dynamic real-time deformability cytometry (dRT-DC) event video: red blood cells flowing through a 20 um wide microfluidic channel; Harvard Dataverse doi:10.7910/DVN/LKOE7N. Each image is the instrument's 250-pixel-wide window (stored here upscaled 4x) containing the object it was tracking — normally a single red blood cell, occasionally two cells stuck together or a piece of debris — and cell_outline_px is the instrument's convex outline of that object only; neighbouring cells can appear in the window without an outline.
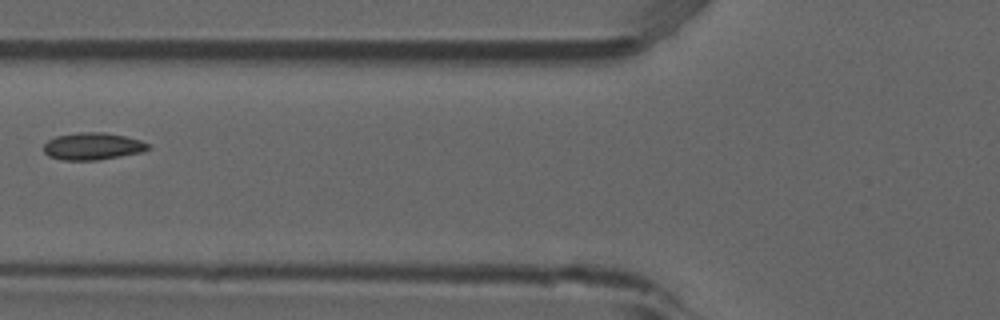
{"species": "common noctule bat (a hibernating species)", "species_latin": "Nyctalus noctula", "temperature_condition": "room temperature", "stored_images_in_passage": 5, "camera_frame_rate_fps": 3000, "um_per_image_px": 0.085, "animal": {"sex": "male", "forearm_length_mm": 52.5}, "frame": {"image": 1, "passage_image": 5, "time_ms": 1.333, "image_size_px": [1000, 320], "cell_outline_px": [[152, 148], [144, 152], [96, 160], [64, 160], [48, 156], [44, 152], [44, 144], [48, 140], [56, 136], [80, 132], [104, 132], [124, 136], [140, 140], [152, 144]], "centroid_in_image_um": [7.92, 12.43], "position_along_channel_um": 117.9, "area_um2": 16.65}}